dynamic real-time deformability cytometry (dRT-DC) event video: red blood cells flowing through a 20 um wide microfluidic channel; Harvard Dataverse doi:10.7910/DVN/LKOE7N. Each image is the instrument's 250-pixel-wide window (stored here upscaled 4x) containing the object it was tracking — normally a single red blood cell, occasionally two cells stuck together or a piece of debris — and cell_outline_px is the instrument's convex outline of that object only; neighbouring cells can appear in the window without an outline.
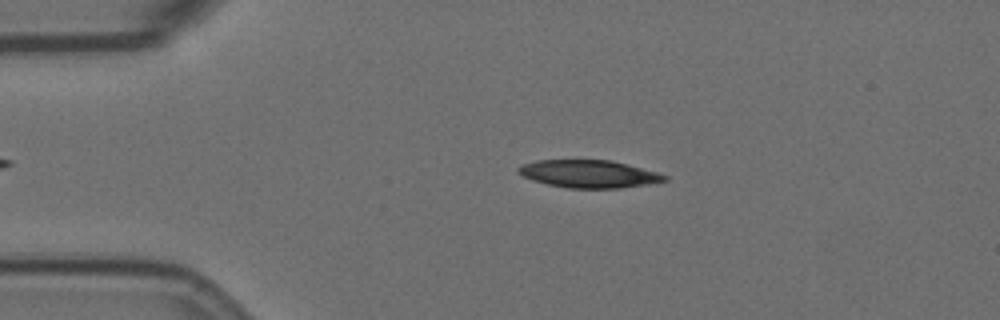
{"species": "Egyptian fruit bat (a non-hibernating species)", "species_latin": "Rousettus aegyptiacus", "temperature_condition": "room temperature", "stored_images_in_passage": 55, "camera_frame_rate_fps": 3000, "um_per_image_px": 0.085, "animal": {"sex": "female"}, "frame": {"image": 1, "passage_image": 10, "time_ms": 3.0, "image_size_px": [1000, 320], "cell_outline_px": [[668, 180], [648, 184], [620, 188], [568, 188], [548, 184], [532, 180], [516, 172], [516, 168], [520, 164], [536, 160], [608, 160], [656, 172], [668, 176]], "centroid_in_image_um": [49.99, 14.78], "position_along_channel_um": 35.0, "area_um2": 23.41}}
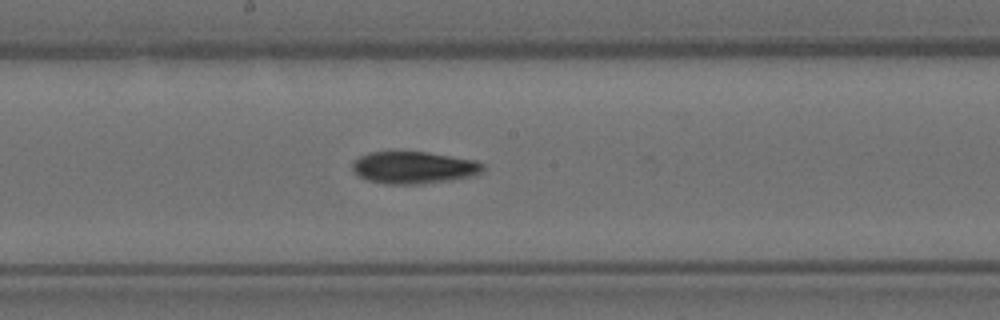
{"frame": {"image": 2, "passage_image": 28, "time_ms": 9.0, "image_size_px": [1000, 320], "cell_outline_px": [[484, 168], [476, 176], [452, 180], [420, 184], [384, 184], [368, 180], [360, 176], [352, 168], [352, 164], [360, 156], [368, 152], [424, 152], [476, 160], [484, 164]], "centroid_in_image_um": [35.21, 14.25], "position_along_channel_um": 213.0, "area_um2": 24.39}}
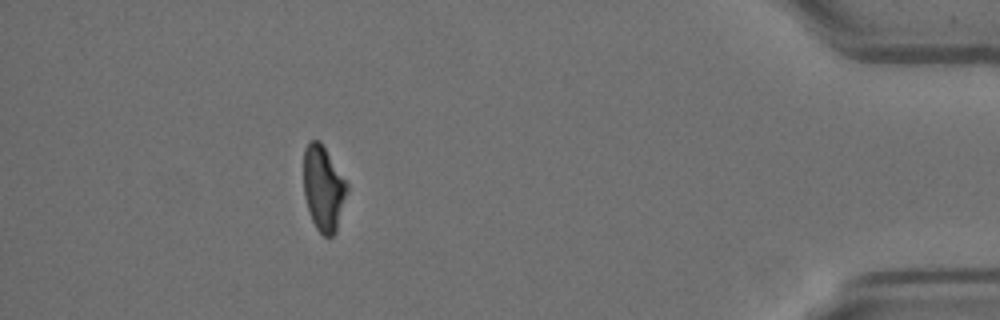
{"frame": {"image": 3, "passage_image": 49, "time_ms": 16.0, "image_size_px": [1000, 320], "cell_outline_px": [[348, 188], [336, 232], [332, 236], [324, 236], [316, 228], [312, 220], [304, 196], [304, 148], [308, 140], [320, 140], [348, 184]], "centroid_in_image_um": [27.48, 15.98], "position_along_channel_um": 407.7, "area_um2": 21.44}, "authors_computed_cell_mechanics": {"area_um2": 24.276, "velocity_mm_per_s": 3.5699, "shape_relaxation_time_tau1_ms": 5.3005, "shape_relaxation_time_tau2_ms": null, "deformation_change_tau1": 0.1473, "deformation_change_tau2": null}}